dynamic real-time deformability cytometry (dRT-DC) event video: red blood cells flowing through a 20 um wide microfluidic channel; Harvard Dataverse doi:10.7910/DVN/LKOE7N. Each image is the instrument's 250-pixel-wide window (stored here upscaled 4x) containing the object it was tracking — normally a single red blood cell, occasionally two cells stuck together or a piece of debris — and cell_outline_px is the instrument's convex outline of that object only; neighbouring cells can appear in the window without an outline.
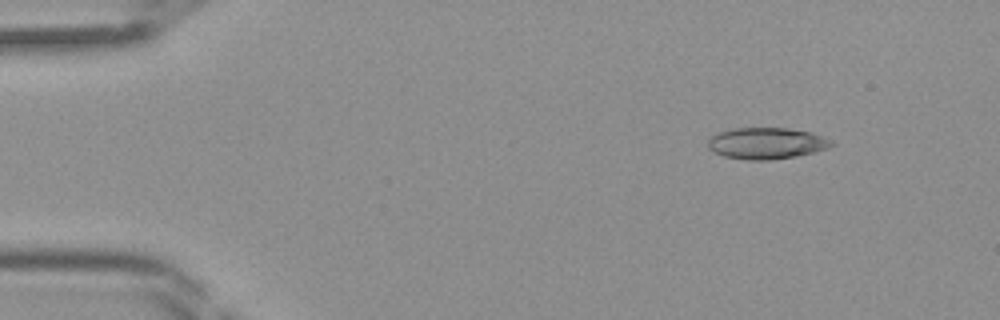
{"species": "Egyptian fruit bat (a non-hibernating species)", "species_latin": "Rousettus aegyptiacus", "temperature_condition": "room temperature", "stored_images_in_passage": 39, "camera_frame_rate_fps": 3000, "um_per_image_px": 0.085, "frame": {"image": 1, "passage_image": 1, "time_ms": 0.0, "image_size_px": [1000, 320], "cell_outline_px": [[836, 144], [828, 148], [796, 156], [768, 160], [748, 160], [724, 156], [708, 148], [708, 140], [712, 136], [720, 132], [732, 128], [788, 128], [808, 132], [820, 136]], "centroid_in_image_um": [65.12, 12.18], "position_along_channel_um": 19.9, "area_um2": 22.25}}
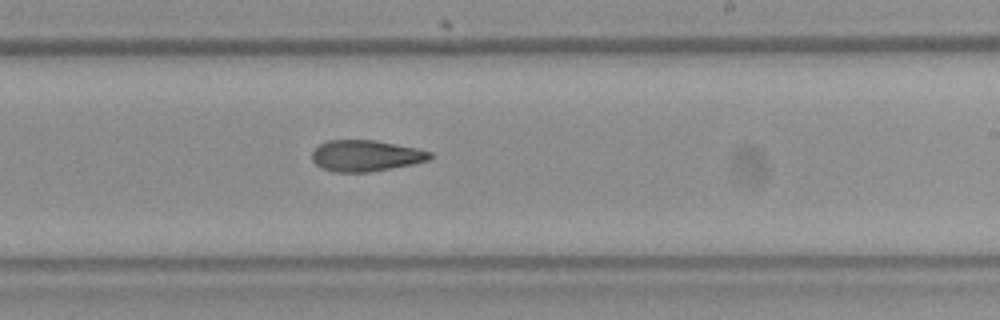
{"frame": {"image": 2, "passage_image": 22, "time_ms": 7.0, "image_size_px": [1000, 320], "cell_outline_px": [[436, 156], [428, 160], [412, 164], [368, 172], [332, 172], [320, 168], [312, 160], [312, 152], [320, 144], [328, 140], [376, 140], [416, 148], [432, 152]], "centroid_in_image_um": [31.09, 13.24], "position_along_channel_um": 257.9, "area_um2": 21.5}}
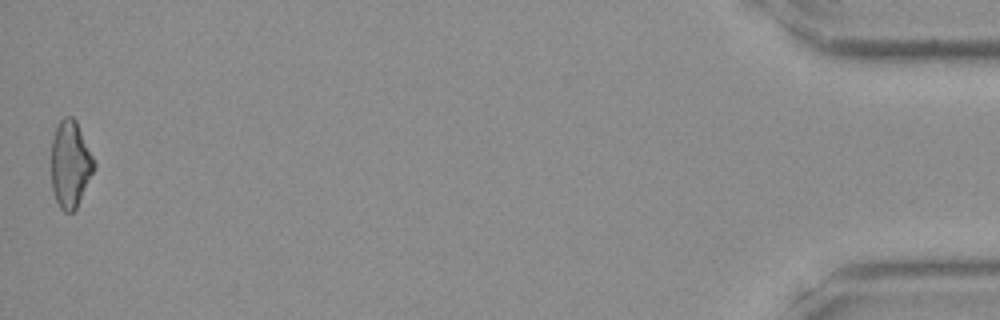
{"frame": {"image": 3, "passage_image": 39, "time_ms": 12.667, "image_size_px": [1000, 320], "cell_outline_px": [[96, 164], [76, 208], [72, 212], [64, 212], [60, 208], [56, 200], [52, 188], [52, 140], [56, 128], [60, 120], [64, 116], [72, 116], [76, 120]], "centroid_in_image_um": [5.96, 13.94], "position_along_channel_um": 429.2, "area_um2": 21.27}}